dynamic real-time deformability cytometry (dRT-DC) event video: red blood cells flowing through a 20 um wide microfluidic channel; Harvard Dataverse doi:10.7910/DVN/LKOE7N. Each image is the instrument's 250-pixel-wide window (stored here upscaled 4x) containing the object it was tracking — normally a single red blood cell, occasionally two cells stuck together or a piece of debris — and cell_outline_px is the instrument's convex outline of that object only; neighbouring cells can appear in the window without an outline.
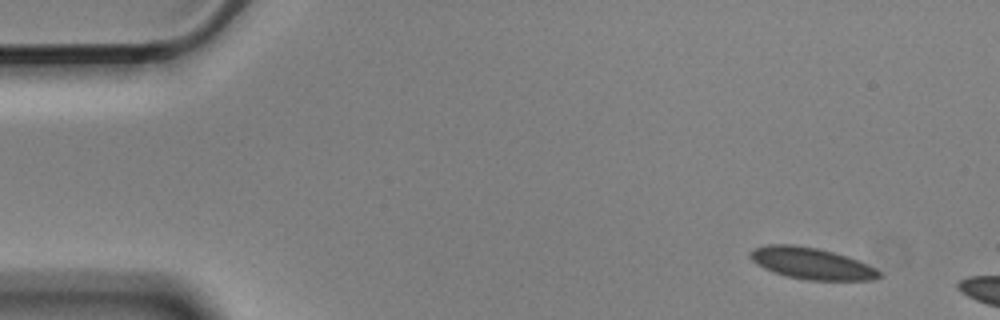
{"species": "Egyptian fruit bat (a non-hibernating species)", "species_latin": "Rousettus aegyptiacus", "temperature_condition": "cold", "stored_images_in_passage": 4, "camera_frame_rate_fps": 3000, "um_per_image_px": 0.085, "animal": {"sex": "male"}, "frame": {"image": 1, "passage_image": 1, "time_ms": 0.0, "image_size_px": [1000, 320], "cell_outline_px": [[884, 276], [872, 280], [808, 280], [788, 276], [772, 272], [756, 264], [748, 256], [748, 252], [756, 248], [768, 244], [792, 244], [816, 248], [848, 256], [860, 260], [876, 268]], "centroid_in_image_um": [68.99, 22.39], "position_along_channel_um": 16.0, "area_um2": 23.81}}